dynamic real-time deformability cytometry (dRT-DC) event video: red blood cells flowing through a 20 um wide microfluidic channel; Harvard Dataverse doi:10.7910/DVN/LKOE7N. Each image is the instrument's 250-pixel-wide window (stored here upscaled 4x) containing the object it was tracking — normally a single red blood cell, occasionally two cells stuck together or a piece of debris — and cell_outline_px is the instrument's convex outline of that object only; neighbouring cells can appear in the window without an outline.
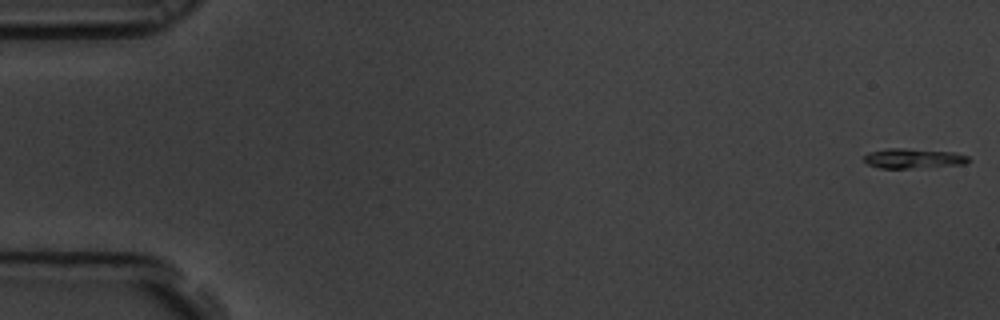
{"species": "common noctule bat (a hibernating species)", "species_latin": "Nyctalus noctula", "temperature_condition": "room temperature", "stored_images_in_passage": 59, "camera_frame_rate_fps": 3000, "um_per_image_px": 0.085, "animal": {"sex": "male", "body_mass_g": 19.5, "forearm_length_mm": 54.6}, "frame": {"image": 1, "passage_image": 1, "time_ms": 0.0, "image_size_px": [1000, 320], "cell_outline_px": [[972, 160], [968, 164], [908, 168], [880, 168], [868, 164], [864, 160], [864, 156], [868, 152], [888, 148], [904, 148], [956, 152], [968, 156]], "centroid_in_image_um": [77.68, 13.46], "position_along_channel_um": 7.3, "area_um2": 12.2}}
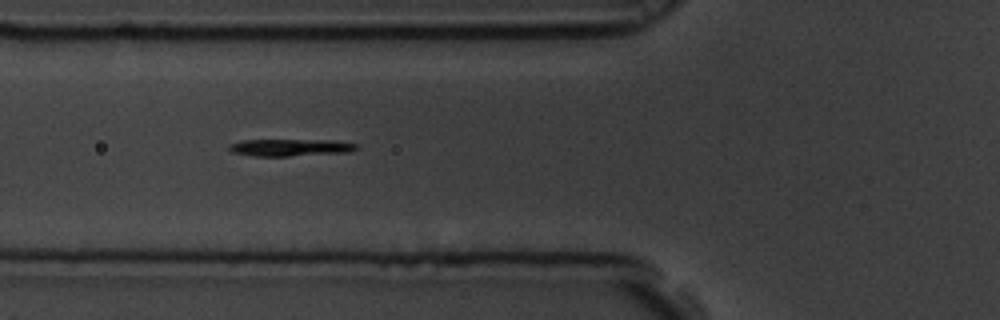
{"frame": {"image": 2, "passage_image": 22, "time_ms": 7.0, "image_size_px": [1000, 320], "cell_outline_px": [[360, 148], [348, 152], [288, 156], [252, 156], [232, 152], [228, 148], [228, 144], [240, 140], [332, 140], [356, 144]], "centroid_in_image_um": [24.64, 12.53], "position_along_channel_um": 101.2, "area_um2": 12.72}}
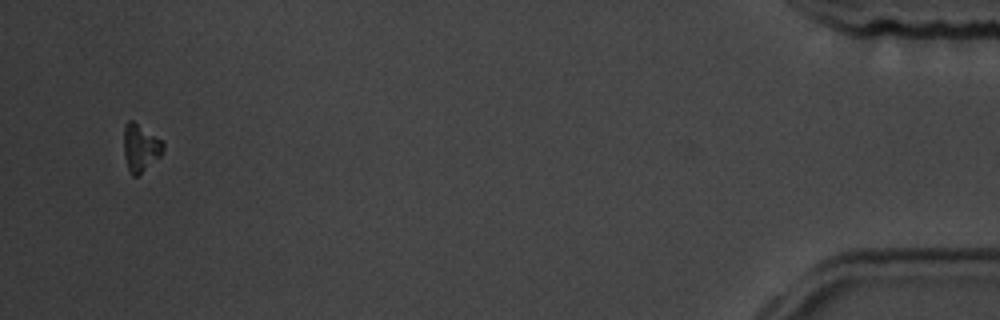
{"frame": {"image": 3, "passage_image": 57, "time_ms": 18.667, "image_size_px": [1000, 320], "cell_outline_px": [[164, 148], [160, 156], [136, 176], [132, 176], [128, 168], [124, 156], [124, 124], [128, 120], [132, 120], [164, 140]], "centroid_in_image_um": [11.94, 12.51], "position_along_channel_um": 423.3, "area_um2": 10.87}, "authors_computed_cell_mechanics": {"area_um2": 12.3114, "velocity_mm_per_s": 3.4796, "shape_relaxation_time_tau1_ms": 2.4918, "shape_relaxation_time_tau2_ms": null, "deformation_change_tau1": 0.1239, "deformation_change_tau2": null}}